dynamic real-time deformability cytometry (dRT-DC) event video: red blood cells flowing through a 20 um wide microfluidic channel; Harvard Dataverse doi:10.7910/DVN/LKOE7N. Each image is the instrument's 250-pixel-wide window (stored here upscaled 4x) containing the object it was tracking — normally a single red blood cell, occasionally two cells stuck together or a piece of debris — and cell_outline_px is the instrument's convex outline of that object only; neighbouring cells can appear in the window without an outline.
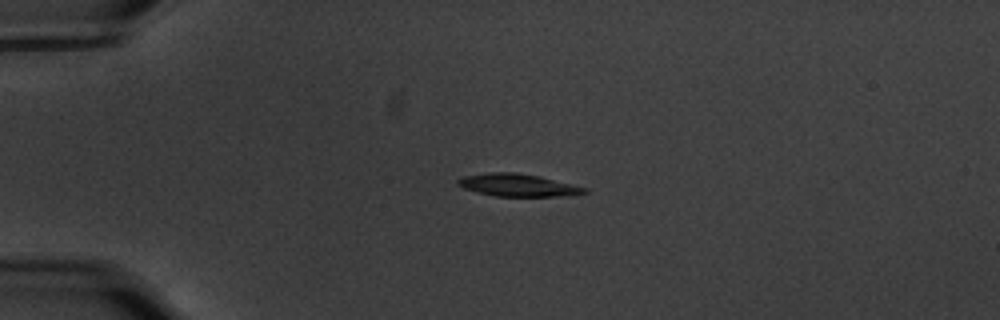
{"species": "common noctule bat (a hibernating species)", "species_latin": "Nyctalus noctula", "temperature_condition": "warm", "stored_images_in_passage": 44, "camera_frame_rate_fps": 3000, "um_per_image_px": 0.085, "animal": {"sex": "male", "body_mass_g": 20.1, "forearm_length_mm": 53.5}, "frame": {"image": 1, "passage_image": 1, "time_ms": 0.0, "image_size_px": [1000, 320], "cell_outline_px": [[588, 192], [568, 196], [496, 196], [476, 192], [464, 188], [456, 184], [456, 180], [464, 176], [492, 172], [516, 172], [540, 176], [588, 188]], "centroid_in_image_um": [44.03, 15.73], "position_along_channel_um": 41.0, "area_um2": 16.65}}
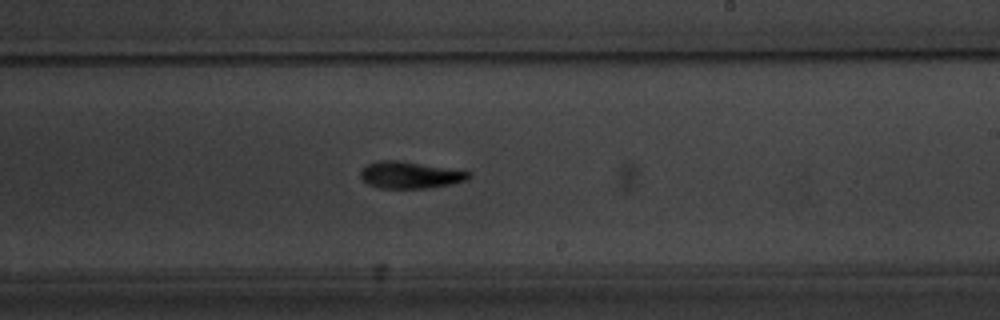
{"frame": {"image": 2, "passage_image": 22, "time_ms": 7.0, "image_size_px": [1000, 320], "cell_outline_px": [[472, 176], [468, 180], [428, 188], [380, 188], [368, 184], [360, 176], [360, 172], [368, 164], [376, 160], [400, 160], [472, 172]], "centroid_in_image_um": [34.86, 14.86], "position_along_channel_um": 254.1, "area_um2": 16.88}}
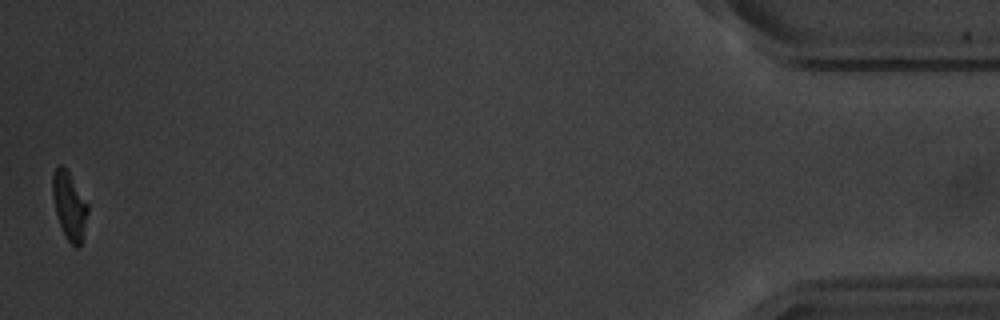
{"frame": {"image": 3, "passage_image": 44, "time_ms": 14.333, "image_size_px": [1000, 320], "cell_outline_px": [[88, 212], [80, 248], [76, 248], [68, 240], [60, 224], [56, 212], [52, 192], [52, 176], [56, 168], [60, 164], [68, 172], [88, 204]], "centroid_in_image_um": [5.9, 17.5], "position_along_channel_um": 429.3, "area_um2": 13.47}, "authors_computed_cell_mechanics": {"area_um2": 16.8776, "velocity_mm_per_s": 3.5417, "shape_relaxation_time_tau1_ms": 2.6778, "shape_relaxation_time_tau2_ms": 8.1962, "deformation_change_tau1": 0.1444, "deformation_change_tau2": 0.1649}}